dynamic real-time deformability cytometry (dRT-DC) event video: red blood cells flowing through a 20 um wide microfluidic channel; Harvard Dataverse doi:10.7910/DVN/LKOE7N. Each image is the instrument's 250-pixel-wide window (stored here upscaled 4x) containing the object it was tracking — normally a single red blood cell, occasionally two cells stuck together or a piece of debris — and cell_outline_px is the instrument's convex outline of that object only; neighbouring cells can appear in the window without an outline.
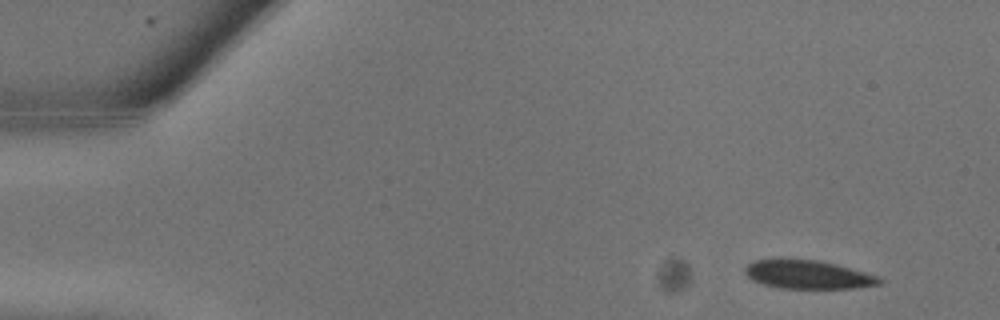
{"species": "common noctule bat (a hibernating species)", "species_latin": "Nyctalus noctula", "temperature_condition": "warm", "stored_images_in_passage": 9, "camera_frame_rate_fps": 3000, "um_per_image_px": 0.085, "animal": {"sex": "male", "body_mass_g": 13.3}, "frame": {"image": 1, "passage_image": 2, "time_ms": 0.333, "image_size_px": [1000, 320], "cell_outline_px": [[884, 284], [856, 288], [780, 288], [764, 284], [752, 280], [744, 272], [744, 268], [748, 264], [756, 260], [820, 260], [836, 264], [864, 272], [876, 276], [884, 280]], "centroid_in_image_um": [68.72, 23.35], "position_along_channel_um": 16.3, "area_um2": 22.08}}
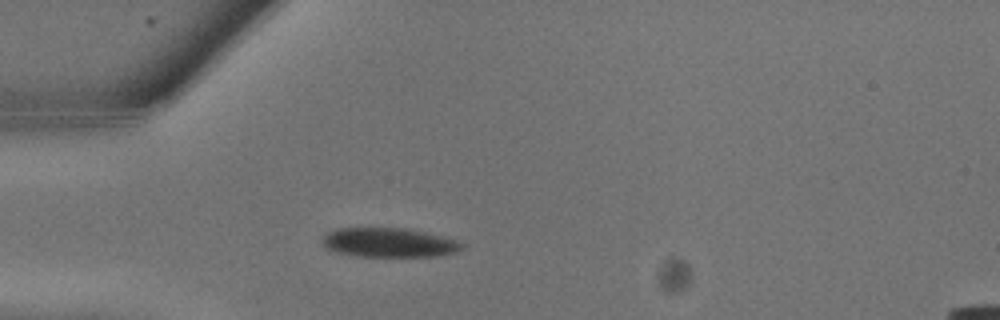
{"frame": {"image": 2, "passage_image": 7, "time_ms": 2.0, "image_size_px": [1000, 320], "cell_outline_px": [[464, 248], [456, 252], [436, 256], [356, 256], [336, 252], [320, 244], [320, 236], [336, 228], [404, 228], [424, 232], [456, 240], [464, 244]], "centroid_in_image_um": [33.0, 20.61], "position_along_channel_um": 52.0, "area_um2": 23.87}}